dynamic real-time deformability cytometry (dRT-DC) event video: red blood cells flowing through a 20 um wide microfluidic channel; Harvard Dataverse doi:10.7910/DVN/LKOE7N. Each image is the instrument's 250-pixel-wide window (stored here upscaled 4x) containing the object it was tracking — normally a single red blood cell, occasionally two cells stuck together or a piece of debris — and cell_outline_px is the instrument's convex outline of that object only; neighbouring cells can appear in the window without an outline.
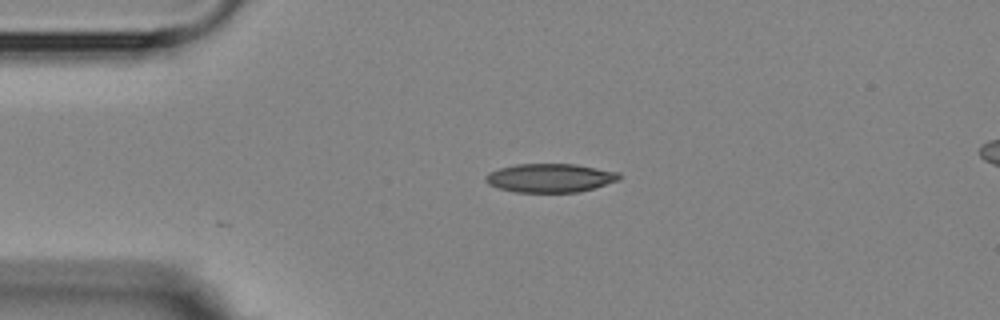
{"species": "Egyptian fruit bat (a non-hibernating species)", "species_latin": "Rousettus aegyptiacus", "temperature_condition": "room temperature", "stored_images_in_passage": 3, "segment_of_instrument_passage": [1, 2], "camera_frame_rate_fps": 3000, "um_per_image_px": 0.085, "animal": {"sex": "female"}, "frame": {"image": 1, "passage_image": 1, "time_ms": 0.0, "image_size_px": [1000, 320], "cell_outline_px": [[620, 180], [580, 192], [516, 192], [500, 188], [488, 184], [484, 180], [484, 176], [488, 172], [500, 168], [516, 164], [576, 164], [620, 172]], "centroid_in_image_um": [46.76, 15.12], "position_along_channel_um": 38.2, "area_um2": 22.43}}